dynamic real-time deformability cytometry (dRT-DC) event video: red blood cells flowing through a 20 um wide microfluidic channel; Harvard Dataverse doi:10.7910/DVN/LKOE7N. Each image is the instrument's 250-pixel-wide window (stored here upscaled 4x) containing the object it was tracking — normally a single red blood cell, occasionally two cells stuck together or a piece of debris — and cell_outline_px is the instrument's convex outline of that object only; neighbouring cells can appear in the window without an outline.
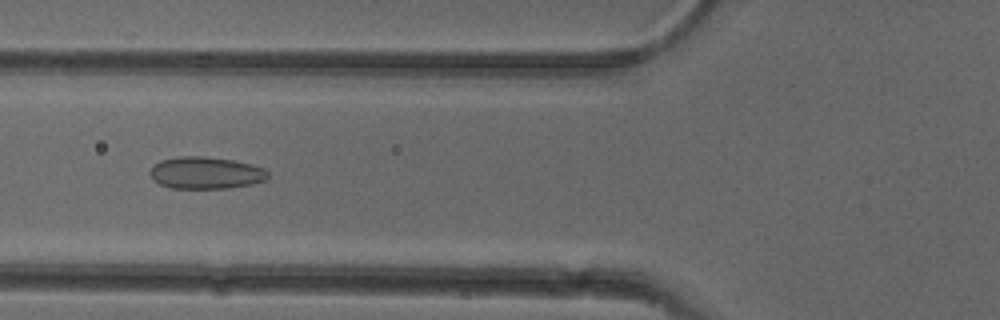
{"species": "common noctule bat (a hibernating species)", "species_latin": "Nyctalus noctula", "temperature_condition": "cold", "stored_images_in_passage": 51, "camera_frame_rate_fps": 3000, "um_per_image_px": 0.085, "animal": {"sex": "female"}, "frame": {"image": 1, "passage_image": 19, "time_ms": 6.0, "image_size_px": [1000, 320], "cell_outline_px": [[268, 176], [264, 180], [252, 184], [228, 188], [172, 188], [160, 184], [152, 180], [148, 172], [152, 164], [160, 160], [180, 156], [204, 156], [232, 160], [252, 164], [264, 168], [268, 172]], "centroid_in_image_um": [17.44, 14.68], "position_along_channel_um": 108.4, "area_um2": 22.2}}
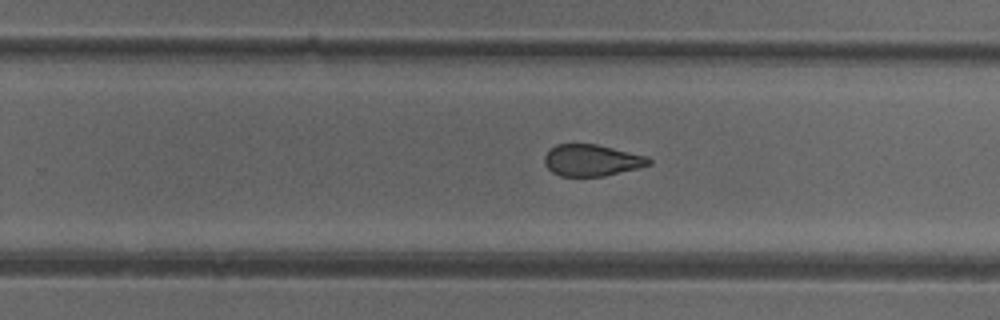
{"frame": {"image": 2, "passage_image": 32, "time_ms": 10.333, "image_size_px": [1000, 320], "cell_outline_px": [[652, 164], [640, 168], [604, 176], [560, 176], [552, 172], [544, 164], [544, 156], [556, 144], [596, 144], [648, 156], [652, 160]], "centroid_in_image_um": [50.33, 13.63], "position_along_channel_um": 279.5, "area_um2": 19.31}}
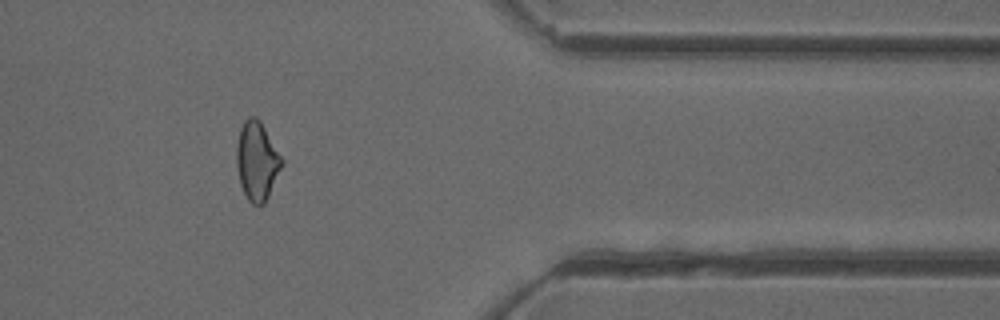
{"frame": {"image": 3, "passage_image": 42, "time_ms": 13.667, "image_size_px": [1000, 320], "cell_outline_px": [[284, 164], [264, 204], [252, 204], [248, 200], [240, 184], [236, 164], [236, 148], [240, 128], [244, 120], [248, 116], [256, 116], [260, 120], [284, 160]], "centroid_in_image_um": [21.84, 13.66], "position_along_channel_um": 389.6, "area_um2": 20.87}, "authors_computed_cell_mechanics": {"area_um2": 21.2126, "velocity_mm_per_s": 3.9435, "shape_relaxation_time_tau1_ms": null, "shape_relaxation_time_tau2_ms": 1.5061, "deformation_change_tau1": null, "deformation_change_tau2": 0.0756}}